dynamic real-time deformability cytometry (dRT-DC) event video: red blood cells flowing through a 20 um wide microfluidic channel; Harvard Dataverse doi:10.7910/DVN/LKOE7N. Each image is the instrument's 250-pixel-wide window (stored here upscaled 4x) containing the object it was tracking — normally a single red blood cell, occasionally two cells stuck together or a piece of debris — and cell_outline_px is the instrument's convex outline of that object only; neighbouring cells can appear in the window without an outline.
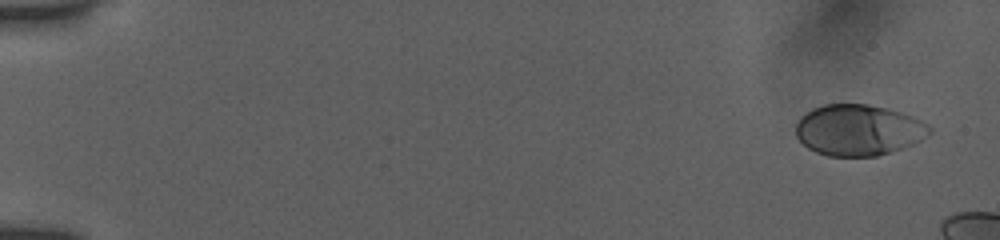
{"species": "human", "species_latin": "Homo sapiens", "temperature_condition": "room temperature", "stored_images_in_passage": 14, "camera_frame_rate_fps": 3000, "um_per_image_px": 0.085, "donor": {"sex": "female"}, "frame": {"image": 1, "passage_image": 3, "time_ms": 0.667, "image_size_px": [1000, 240], "cell_outline_px": [[932, 132], [920, 140], [912, 144], [876, 156], [828, 156], [816, 152], [808, 148], [796, 136], [796, 124], [800, 116], [812, 108], [824, 104], [868, 104], [888, 108], [912, 116], [928, 124], [932, 128]], "centroid_in_image_um": [72.95, 11.04], "position_along_channel_um": 12.0, "area_um2": 39.77}}